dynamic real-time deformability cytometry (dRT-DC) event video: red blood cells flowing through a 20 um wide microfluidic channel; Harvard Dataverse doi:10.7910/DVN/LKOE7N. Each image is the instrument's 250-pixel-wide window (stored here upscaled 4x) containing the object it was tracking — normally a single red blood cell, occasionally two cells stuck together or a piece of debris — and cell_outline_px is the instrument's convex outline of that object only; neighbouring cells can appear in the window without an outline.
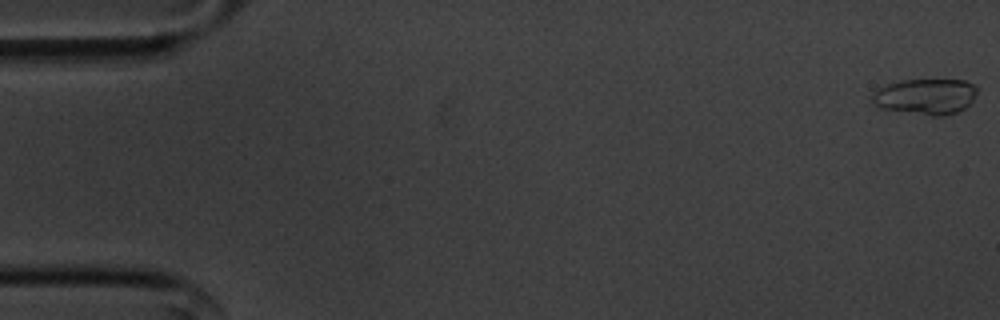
{"species": "common noctule bat (a hibernating species)", "species_latin": "Nyctalus noctula", "temperature_condition": "cold", "stored_images_in_passage": 56, "camera_frame_rate_fps": 3000, "um_per_image_px": 0.085, "animal": {"sex": "male", "body_mass_g": 20.1, "forearm_length_mm": 53.5}, "frame": {"image": 1, "passage_image": 1, "time_ms": 0.0, "image_size_px": [1000, 320], "cell_outline_px": [[976, 92], [972, 100], [964, 108], [956, 112], [944, 116], [932, 116], [880, 108], [872, 104], [868, 96], [872, 92], [888, 84], [900, 80], [964, 80], [972, 84], [976, 88]], "centroid_in_image_um": [78.6, 8.21], "position_along_channel_um": 6.4, "area_um2": 21.96}}
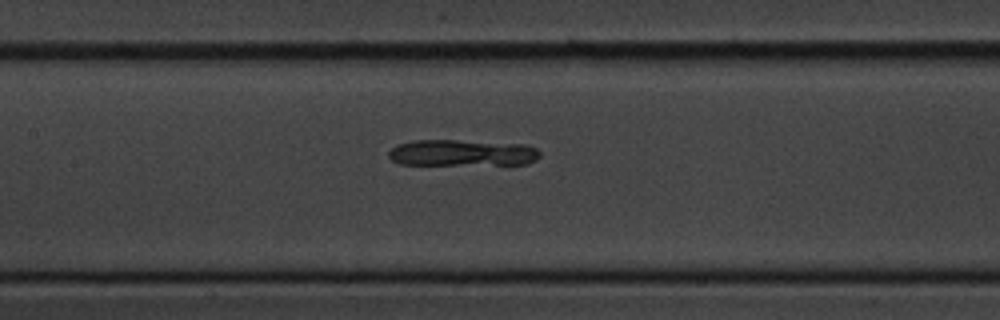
{"frame": {"image": 2, "passage_image": 26, "time_ms": 8.333, "image_size_px": [1000, 320], "cell_outline_px": [[540, 156], [536, 160], [528, 164], [400, 164], [392, 160], [388, 156], [388, 152], [396, 144], [412, 140], [456, 140], [524, 144], [536, 148], [540, 152]], "centroid_in_image_um": [39.28, 12.98], "position_along_channel_um": 168.1, "area_um2": 23.29}}
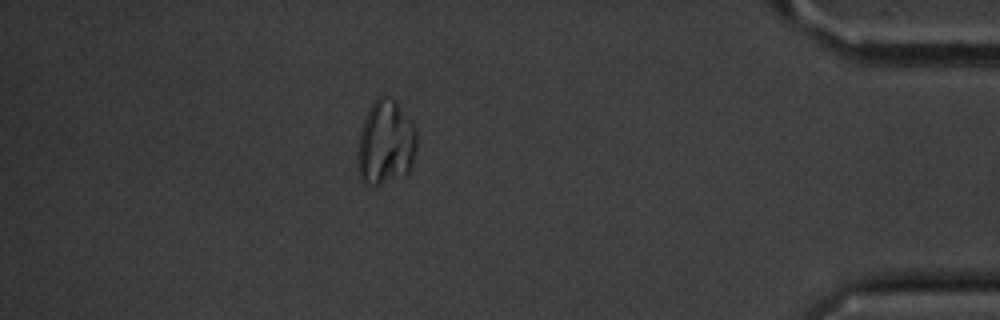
{"frame": {"image": 3, "passage_image": 49, "time_ms": 16.0, "image_size_px": [1000, 320], "cell_outline_px": [[416, 152], [412, 164], [408, 172], [404, 176], [380, 184], [364, 184], [360, 180], [356, 164], [356, 156], [360, 132], [364, 120], [372, 104], [380, 96], [384, 96], [396, 100], [416, 128]], "centroid_in_image_um": [32.77, 12.17], "position_along_channel_um": 402.4, "area_um2": 29.36}}